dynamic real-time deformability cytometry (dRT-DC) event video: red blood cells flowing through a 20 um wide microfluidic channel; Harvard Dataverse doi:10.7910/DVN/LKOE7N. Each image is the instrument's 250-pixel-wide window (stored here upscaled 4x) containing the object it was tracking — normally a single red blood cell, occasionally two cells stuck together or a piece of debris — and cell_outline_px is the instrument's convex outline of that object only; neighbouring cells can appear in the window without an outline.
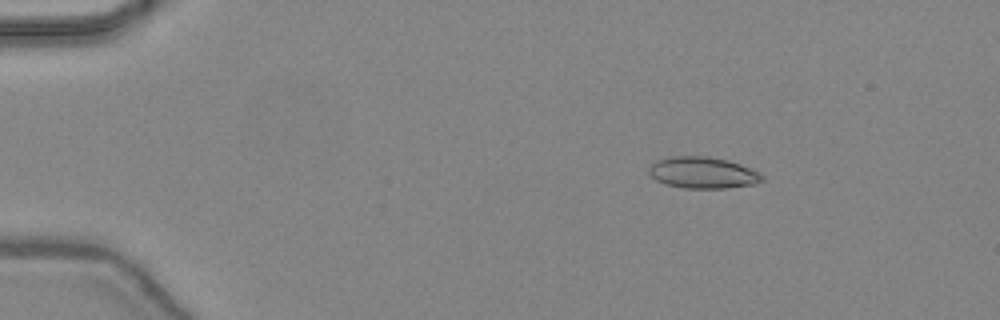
{"species": "common noctule bat (a hibernating species)", "species_latin": "Nyctalus noctula", "temperature_condition": "warm", "stored_images_in_passage": 22, "camera_frame_rate_fps": 3000, "um_per_image_px": 0.085, "animal": {"sex": "female", "body_mass_g": 24.6, "forearm_length_mm": 56.2}, "frame": {"image": 1, "passage_image": 1, "time_ms": 0.0, "image_size_px": [1000, 320], "cell_outline_px": [[764, 180], [756, 184], [724, 188], [684, 188], [668, 184], [656, 180], [648, 172], [648, 168], [656, 160], [672, 156], [708, 156], [728, 160], [740, 164], [760, 172], [764, 176]], "centroid_in_image_um": [59.77, 14.67], "position_along_channel_um": 25.2, "area_um2": 20.81}}
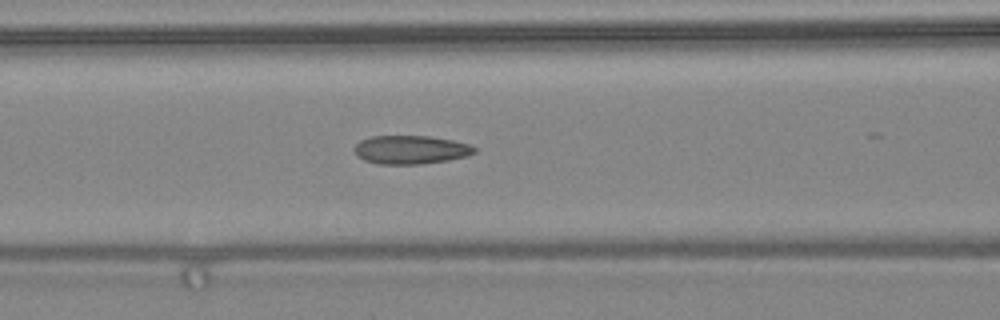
{"frame": {"image": 2, "passage_image": 14, "time_ms": 4.333, "image_size_px": [1000, 320], "cell_outline_px": [[476, 152], [468, 156], [448, 160], [420, 164], [380, 164], [364, 160], [356, 156], [352, 148], [360, 140], [372, 136], [428, 136], [452, 140], [468, 144], [476, 148]], "centroid_in_image_um": [34.88, 12.73], "position_along_channel_um": 131.7, "area_um2": 20.06}}
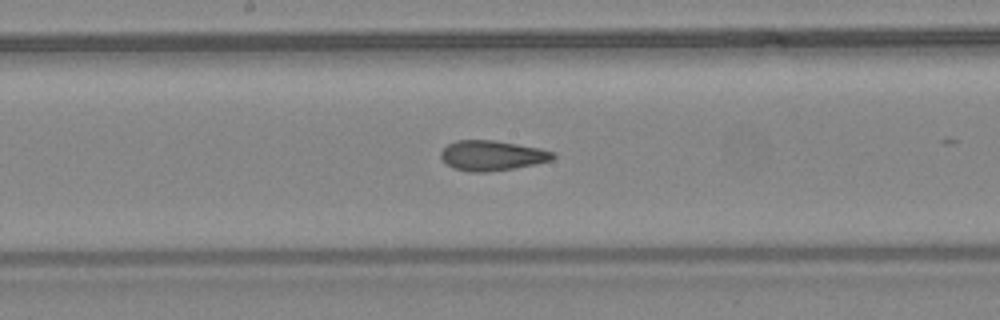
{"frame": {"image": 3, "passage_image": 19, "time_ms": 6.0, "image_size_px": [1000, 320], "cell_outline_px": [[556, 156], [552, 160], [536, 164], [488, 172], [468, 172], [452, 168], [440, 156], [440, 152], [448, 144], [456, 140], [496, 140], [540, 148], [556, 152]], "centroid_in_image_um": [41.84, 13.21], "position_along_channel_um": 206.4, "area_um2": 19.77}}